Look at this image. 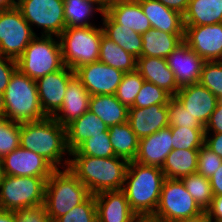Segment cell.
I'll return each mask as SVG.
<instances>
[{
  "label": "cell",
  "instance_id": "1",
  "mask_svg": "<svg viewBox=\"0 0 222 222\" xmlns=\"http://www.w3.org/2000/svg\"><path fill=\"white\" fill-rule=\"evenodd\" d=\"M20 146L43 156L56 169L68 168L70 152L66 128L53 117L21 123Z\"/></svg>",
  "mask_w": 222,
  "mask_h": 222
},
{
  "label": "cell",
  "instance_id": "2",
  "mask_svg": "<svg viewBox=\"0 0 222 222\" xmlns=\"http://www.w3.org/2000/svg\"><path fill=\"white\" fill-rule=\"evenodd\" d=\"M129 161L122 157L108 158L70 155L69 170L96 195L105 191L122 190Z\"/></svg>",
  "mask_w": 222,
  "mask_h": 222
},
{
  "label": "cell",
  "instance_id": "3",
  "mask_svg": "<svg viewBox=\"0 0 222 222\" xmlns=\"http://www.w3.org/2000/svg\"><path fill=\"white\" fill-rule=\"evenodd\" d=\"M165 179L161 167L129 161L122 191L137 216H153Z\"/></svg>",
  "mask_w": 222,
  "mask_h": 222
},
{
  "label": "cell",
  "instance_id": "4",
  "mask_svg": "<svg viewBox=\"0 0 222 222\" xmlns=\"http://www.w3.org/2000/svg\"><path fill=\"white\" fill-rule=\"evenodd\" d=\"M5 118L15 123H27L46 118L38 95L36 80L18 68L11 75L4 92Z\"/></svg>",
  "mask_w": 222,
  "mask_h": 222
},
{
  "label": "cell",
  "instance_id": "5",
  "mask_svg": "<svg viewBox=\"0 0 222 222\" xmlns=\"http://www.w3.org/2000/svg\"><path fill=\"white\" fill-rule=\"evenodd\" d=\"M90 195L87 187L69 168L56 169L45 185L44 206L50 222L65 215Z\"/></svg>",
  "mask_w": 222,
  "mask_h": 222
},
{
  "label": "cell",
  "instance_id": "6",
  "mask_svg": "<svg viewBox=\"0 0 222 222\" xmlns=\"http://www.w3.org/2000/svg\"><path fill=\"white\" fill-rule=\"evenodd\" d=\"M103 30L101 24L90 27H69L60 34L63 63L75 71L97 62Z\"/></svg>",
  "mask_w": 222,
  "mask_h": 222
},
{
  "label": "cell",
  "instance_id": "7",
  "mask_svg": "<svg viewBox=\"0 0 222 222\" xmlns=\"http://www.w3.org/2000/svg\"><path fill=\"white\" fill-rule=\"evenodd\" d=\"M16 61L17 68L34 80L65 66L60 40L56 36L36 35Z\"/></svg>",
  "mask_w": 222,
  "mask_h": 222
},
{
  "label": "cell",
  "instance_id": "8",
  "mask_svg": "<svg viewBox=\"0 0 222 222\" xmlns=\"http://www.w3.org/2000/svg\"><path fill=\"white\" fill-rule=\"evenodd\" d=\"M45 185L42 177L2 175L0 209L15 212L44 204Z\"/></svg>",
  "mask_w": 222,
  "mask_h": 222
},
{
  "label": "cell",
  "instance_id": "9",
  "mask_svg": "<svg viewBox=\"0 0 222 222\" xmlns=\"http://www.w3.org/2000/svg\"><path fill=\"white\" fill-rule=\"evenodd\" d=\"M17 8L36 35L59 37L66 28L64 0H18Z\"/></svg>",
  "mask_w": 222,
  "mask_h": 222
},
{
  "label": "cell",
  "instance_id": "10",
  "mask_svg": "<svg viewBox=\"0 0 222 222\" xmlns=\"http://www.w3.org/2000/svg\"><path fill=\"white\" fill-rule=\"evenodd\" d=\"M204 212L180 179H165L153 216L159 222H175Z\"/></svg>",
  "mask_w": 222,
  "mask_h": 222
},
{
  "label": "cell",
  "instance_id": "11",
  "mask_svg": "<svg viewBox=\"0 0 222 222\" xmlns=\"http://www.w3.org/2000/svg\"><path fill=\"white\" fill-rule=\"evenodd\" d=\"M35 36L17 7L0 11V55L17 60Z\"/></svg>",
  "mask_w": 222,
  "mask_h": 222
},
{
  "label": "cell",
  "instance_id": "12",
  "mask_svg": "<svg viewBox=\"0 0 222 222\" xmlns=\"http://www.w3.org/2000/svg\"><path fill=\"white\" fill-rule=\"evenodd\" d=\"M2 174L42 177L46 181L56 168L43 156L19 146L1 158Z\"/></svg>",
  "mask_w": 222,
  "mask_h": 222
},
{
  "label": "cell",
  "instance_id": "13",
  "mask_svg": "<svg viewBox=\"0 0 222 222\" xmlns=\"http://www.w3.org/2000/svg\"><path fill=\"white\" fill-rule=\"evenodd\" d=\"M75 76L92 95H115L124 72L100 61L77 68Z\"/></svg>",
  "mask_w": 222,
  "mask_h": 222
},
{
  "label": "cell",
  "instance_id": "14",
  "mask_svg": "<svg viewBox=\"0 0 222 222\" xmlns=\"http://www.w3.org/2000/svg\"><path fill=\"white\" fill-rule=\"evenodd\" d=\"M184 42L205 61H222V23L184 26Z\"/></svg>",
  "mask_w": 222,
  "mask_h": 222
},
{
  "label": "cell",
  "instance_id": "15",
  "mask_svg": "<svg viewBox=\"0 0 222 222\" xmlns=\"http://www.w3.org/2000/svg\"><path fill=\"white\" fill-rule=\"evenodd\" d=\"M75 72L66 66L36 80L41 108L47 117H52L62 106L69 80Z\"/></svg>",
  "mask_w": 222,
  "mask_h": 222
},
{
  "label": "cell",
  "instance_id": "16",
  "mask_svg": "<svg viewBox=\"0 0 222 222\" xmlns=\"http://www.w3.org/2000/svg\"><path fill=\"white\" fill-rule=\"evenodd\" d=\"M179 87L198 83L205 62L184 41L166 57Z\"/></svg>",
  "mask_w": 222,
  "mask_h": 222
},
{
  "label": "cell",
  "instance_id": "17",
  "mask_svg": "<svg viewBox=\"0 0 222 222\" xmlns=\"http://www.w3.org/2000/svg\"><path fill=\"white\" fill-rule=\"evenodd\" d=\"M175 97L205 127L220 100L200 82L180 87Z\"/></svg>",
  "mask_w": 222,
  "mask_h": 222
},
{
  "label": "cell",
  "instance_id": "18",
  "mask_svg": "<svg viewBox=\"0 0 222 222\" xmlns=\"http://www.w3.org/2000/svg\"><path fill=\"white\" fill-rule=\"evenodd\" d=\"M172 142V133L169 126L140 138L134 161L142 165L162 167L166 157L173 150Z\"/></svg>",
  "mask_w": 222,
  "mask_h": 222
},
{
  "label": "cell",
  "instance_id": "19",
  "mask_svg": "<svg viewBox=\"0 0 222 222\" xmlns=\"http://www.w3.org/2000/svg\"><path fill=\"white\" fill-rule=\"evenodd\" d=\"M90 97L87 89L74 75L68 82L62 106L52 117L66 128L89 110Z\"/></svg>",
  "mask_w": 222,
  "mask_h": 222
},
{
  "label": "cell",
  "instance_id": "20",
  "mask_svg": "<svg viewBox=\"0 0 222 222\" xmlns=\"http://www.w3.org/2000/svg\"><path fill=\"white\" fill-rule=\"evenodd\" d=\"M97 222H133L138 216L132 211L122 190L95 195Z\"/></svg>",
  "mask_w": 222,
  "mask_h": 222
},
{
  "label": "cell",
  "instance_id": "21",
  "mask_svg": "<svg viewBox=\"0 0 222 222\" xmlns=\"http://www.w3.org/2000/svg\"><path fill=\"white\" fill-rule=\"evenodd\" d=\"M127 122L139 139L156 133L169 126L167 104L128 108Z\"/></svg>",
  "mask_w": 222,
  "mask_h": 222
},
{
  "label": "cell",
  "instance_id": "22",
  "mask_svg": "<svg viewBox=\"0 0 222 222\" xmlns=\"http://www.w3.org/2000/svg\"><path fill=\"white\" fill-rule=\"evenodd\" d=\"M152 28L172 34H184L183 15L158 0H137Z\"/></svg>",
  "mask_w": 222,
  "mask_h": 222
},
{
  "label": "cell",
  "instance_id": "23",
  "mask_svg": "<svg viewBox=\"0 0 222 222\" xmlns=\"http://www.w3.org/2000/svg\"><path fill=\"white\" fill-rule=\"evenodd\" d=\"M137 71L145 81L163 88L171 96H175L180 87L176 83L173 71L168 67L166 59L158 57H139Z\"/></svg>",
  "mask_w": 222,
  "mask_h": 222
},
{
  "label": "cell",
  "instance_id": "24",
  "mask_svg": "<svg viewBox=\"0 0 222 222\" xmlns=\"http://www.w3.org/2000/svg\"><path fill=\"white\" fill-rule=\"evenodd\" d=\"M116 23L143 34L152 28L137 0L117 1L111 3L106 12Z\"/></svg>",
  "mask_w": 222,
  "mask_h": 222
},
{
  "label": "cell",
  "instance_id": "25",
  "mask_svg": "<svg viewBox=\"0 0 222 222\" xmlns=\"http://www.w3.org/2000/svg\"><path fill=\"white\" fill-rule=\"evenodd\" d=\"M108 126L89 110L66 127L67 148L75 151L84 141L108 131Z\"/></svg>",
  "mask_w": 222,
  "mask_h": 222
},
{
  "label": "cell",
  "instance_id": "26",
  "mask_svg": "<svg viewBox=\"0 0 222 222\" xmlns=\"http://www.w3.org/2000/svg\"><path fill=\"white\" fill-rule=\"evenodd\" d=\"M100 20L99 23H101L103 34L106 37L135 58L138 59L141 56L143 46L141 34L116 23L107 13H104Z\"/></svg>",
  "mask_w": 222,
  "mask_h": 222
},
{
  "label": "cell",
  "instance_id": "27",
  "mask_svg": "<svg viewBox=\"0 0 222 222\" xmlns=\"http://www.w3.org/2000/svg\"><path fill=\"white\" fill-rule=\"evenodd\" d=\"M143 46L140 57H166L184 40V34H172L151 28L142 34Z\"/></svg>",
  "mask_w": 222,
  "mask_h": 222
},
{
  "label": "cell",
  "instance_id": "28",
  "mask_svg": "<svg viewBox=\"0 0 222 222\" xmlns=\"http://www.w3.org/2000/svg\"><path fill=\"white\" fill-rule=\"evenodd\" d=\"M183 22L184 26L222 23V0H189Z\"/></svg>",
  "mask_w": 222,
  "mask_h": 222
},
{
  "label": "cell",
  "instance_id": "29",
  "mask_svg": "<svg viewBox=\"0 0 222 222\" xmlns=\"http://www.w3.org/2000/svg\"><path fill=\"white\" fill-rule=\"evenodd\" d=\"M89 111L97 115L108 127L126 123L128 119V108L115 95H92Z\"/></svg>",
  "mask_w": 222,
  "mask_h": 222
},
{
  "label": "cell",
  "instance_id": "30",
  "mask_svg": "<svg viewBox=\"0 0 222 222\" xmlns=\"http://www.w3.org/2000/svg\"><path fill=\"white\" fill-rule=\"evenodd\" d=\"M199 149H173L161 167L166 179H181L197 172Z\"/></svg>",
  "mask_w": 222,
  "mask_h": 222
},
{
  "label": "cell",
  "instance_id": "31",
  "mask_svg": "<svg viewBox=\"0 0 222 222\" xmlns=\"http://www.w3.org/2000/svg\"><path fill=\"white\" fill-rule=\"evenodd\" d=\"M97 14L102 17L104 12L91 2H87L85 0H64V17L66 28L90 27L97 25L95 23L96 21H94L98 19Z\"/></svg>",
  "mask_w": 222,
  "mask_h": 222
},
{
  "label": "cell",
  "instance_id": "32",
  "mask_svg": "<svg viewBox=\"0 0 222 222\" xmlns=\"http://www.w3.org/2000/svg\"><path fill=\"white\" fill-rule=\"evenodd\" d=\"M108 131L115 156L134 161L138 152L139 138L129 123L115 124L109 127Z\"/></svg>",
  "mask_w": 222,
  "mask_h": 222
},
{
  "label": "cell",
  "instance_id": "33",
  "mask_svg": "<svg viewBox=\"0 0 222 222\" xmlns=\"http://www.w3.org/2000/svg\"><path fill=\"white\" fill-rule=\"evenodd\" d=\"M98 61L124 73L137 70V58L127 53L111 39L102 34Z\"/></svg>",
  "mask_w": 222,
  "mask_h": 222
},
{
  "label": "cell",
  "instance_id": "34",
  "mask_svg": "<svg viewBox=\"0 0 222 222\" xmlns=\"http://www.w3.org/2000/svg\"><path fill=\"white\" fill-rule=\"evenodd\" d=\"M180 180L199 207L206 211L214 197L209 179L196 172Z\"/></svg>",
  "mask_w": 222,
  "mask_h": 222
},
{
  "label": "cell",
  "instance_id": "35",
  "mask_svg": "<svg viewBox=\"0 0 222 222\" xmlns=\"http://www.w3.org/2000/svg\"><path fill=\"white\" fill-rule=\"evenodd\" d=\"M70 155H89L92 157L108 158L115 156L110 142L109 131L91 136Z\"/></svg>",
  "mask_w": 222,
  "mask_h": 222
},
{
  "label": "cell",
  "instance_id": "36",
  "mask_svg": "<svg viewBox=\"0 0 222 222\" xmlns=\"http://www.w3.org/2000/svg\"><path fill=\"white\" fill-rule=\"evenodd\" d=\"M172 133L173 149H199L204 145L205 129L169 126Z\"/></svg>",
  "mask_w": 222,
  "mask_h": 222
},
{
  "label": "cell",
  "instance_id": "37",
  "mask_svg": "<svg viewBox=\"0 0 222 222\" xmlns=\"http://www.w3.org/2000/svg\"><path fill=\"white\" fill-rule=\"evenodd\" d=\"M144 81L137 70L124 73L115 94L116 98L127 108L132 107Z\"/></svg>",
  "mask_w": 222,
  "mask_h": 222
},
{
  "label": "cell",
  "instance_id": "38",
  "mask_svg": "<svg viewBox=\"0 0 222 222\" xmlns=\"http://www.w3.org/2000/svg\"><path fill=\"white\" fill-rule=\"evenodd\" d=\"M171 97L163 88L151 82L144 81L142 88L135 97L133 106L130 108H143L155 104L166 105Z\"/></svg>",
  "mask_w": 222,
  "mask_h": 222
},
{
  "label": "cell",
  "instance_id": "39",
  "mask_svg": "<svg viewBox=\"0 0 222 222\" xmlns=\"http://www.w3.org/2000/svg\"><path fill=\"white\" fill-rule=\"evenodd\" d=\"M20 146V123L0 117V159Z\"/></svg>",
  "mask_w": 222,
  "mask_h": 222
},
{
  "label": "cell",
  "instance_id": "40",
  "mask_svg": "<svg viewBox=\"0 0 222 222\" xmlns=\"http://www.w3.org/2000/svg\"><path fill=\"white\" fill-rule=\"evenodd\" d=\"M169 126L190 127L191 129H205L200 121L192 117L185 110L179 100L172 96L167 103Z\"/></svg>",
  "mask_w": 222,
  "mask_h": 222
},
{
  "label": "cell",
  "instance_id": "41",
  "mask_svg": "<svg viewBox=\"0 0 222 222\" xmlns=\"http://www.w3.org/2000/svg\"><path fill=\"white\" fill-rule=\"evenodd\" d=\"M219 100L222 99V61H205L199 81Z\"/></svg>",
  "mask_w": 222,
  "mask_h": 222
},
{
  "label": "cell",
  "instance_id": "42",
  "mask_svg": "<svg viewBox=\"0 0 222 222\" xmlns=\"http://www.w3.org/2000/svg\"><path fill=\"white\" fill-rule=\"evenodd\" d=\"M54 222H97L95 195L91 194L84 202L76 205Z\"/></svg>",
  "mask_w": 222,
  "mask_h": 222
},
{
  "label": "cell",
  "instance_id": "43",
  "mask_svg": "<svg viewBox=\"0 0 222 222\" xmlns=\"http://www.w3.org/2000/svg\"><path fill=\"white\" fill-rule=\"evenodd\" d=\"M222 164V158L205 144L199 148L197 173L209 179Z\"/></svg>",
  "mask_w": 222,
  "mask_h": 222
},
{
  "label": "cell",
  "instance_id": "44",
  "mask_svg": "<svg viewBox=\"0 0 222 222\" xmlns=\"http://www.w3.org/2000/svg\"><path fill=\"white\" fill-rule=\"evenodd\" d=\"M16 222H50L44 204L15 211Z\"/></svg>",
  "mask_w": 222,
  "mask_h": 222
},
{
  "label": "cell",
  "instance_id": "45",
  "mask_svg": "<svg viewBox=\"0 0 222 222\" xmlns=\"http://www.w3.org/2000/svg\"><path fill=\"white\" fill-rule=\"evenodd\" d=\"M17 69V61L0 55V92H5L11 75Z\"/></svg>",
  "mask_w": 222,
  "mask_h": 222
},
{
  "label": "cell",
  "instance_id": "46",
  "mask_svg": "<svg viewBox=\"0 0 222 222\" xmlns=\"http://www.w3.org/2000/svg\"><path fill=\"white\" fill-rule=\"evenodd\" d=\"M205 133H222V103H218L205 125Z\"/></svg>",
  "mask_w": 222,
  "mask_h": 222
},
{
  "label": "cell",
  "instance_id": "47",
  "mask_svg": "<svg viewBox=\"0 0 222 222\" xmlns=\"http://www.w3.org/2000/svg\"><path fill=\"white\" fill-rule=\"evenodd\" d=\"M204 144L222 158V133H205Z\"/></svg>",
  "mask_w": 222,
  "mask_h": 222
},
{
  "label": "cell",
  "instance_id": "48",
  "mask_svg": "<svg viewBox=\"0 0 222 222\" xmlns=\"http://www.w3.org/2000/svg\"><path fill=\"white\" fill-rule=\"evenodd\" d=\"M206 212L212 222H222V196H214Z\"/></svg>",
  "mask_w": 222,
  "mask_h": 222
},
{
  "label": "cell",
  "instance_id": "49",
  "mask_svg": "<svg viewBox=\"0 0 222 222\" xmlns=\"http://www.w3.org/2000/svg\"><path fill=\"white\" fill-rule=\"evenodd\" d=\"M214 196H222V164L209 178Z\"/></svg>",
  "mask_w": 222,
  "mask_h": 222
},
{
  "label": "cell",
  "instance_id": "50",
  "mask_svg": "<svg viewBox=\"0 0 222 222\" xmlns=\"http://www.w3.org/2000/svg\"><path fill=\"white\" fill-rule=\"evenodd\" d=\"M166 7L180 12L182 15L186 12L189 0H158Z\"/></svg>",
  "mask_w": 222,
  "mask_h": 222
},
{
  "label": "cell",
  "instance_id": "51",
  "mask_svg": "<svg viewBox=\"0 0 222 222\" xmlns=\"http://www.w3.org/2000/svg\"><path fill=\"white\" fill-rule=\"evenodd\" d=\"M175 222H212V220L209 218L207 212L204 211L197 216L177 220Z\"/></svg>",
  "mask_w": 222,
  "mask_h": 222
},
{
  "label": "cell",
  "instance_id": "52",
  "mask_svg": "<svg viewBox=\"0 0 222 222\" xmlns=\"http://www.w3.org/2000/svg\"><path fill=\"white\" fill-rule=\"evenodd\" d=\"M0 222H16V213L0 209Z\"/></svg>",
  "mask_w": 222,
  "mask_h": 222
},
{
  "label": "cell",
  "instance_id": "53",
  "mask_svg": "<svg viewBox=\"0 0 222 222\" xmlns=\"http://www.w3.org/2000/svg\"><path fill=\"white\" fill-rule=\"evenodd\" d=\"M18 0H0V11L17 7Z\"/></svg>",
  "mask_w": 222,
  "mask_h": 222
},
{
  "label": "cell",
  "instance_id": "54",
  "mask_svg": "<svg viewBox=\"0 0 222 222\" xmlns=\"http://www.w3.org/2000/svg\"><path fill=\"white\" fill-rule=\"evenodd\" d=\"M87 2H91L93 4H95L96 6H98L104 13L107 12L108 7H109V3L107 2V0H85Z\"/></svg>",
  "mask_w": 222,
  "mask_h": 222
},
{
  "label": "cell",
  "instance_id": "55",
  "mask_svg": "<svg viewBox=\"0 0 222 222\" xmlns=\"http://www.w3.org/2000/svg\"><path fill=\"white\" fill-rule=\"evenodd\" d=\"M133 222H159L152 216H138Z\"/></svg>",
  "mask_w": 222,
  "mask_h": 222
},
{
  "label": "cell",
  "instance_id": "56",
  "mask_svg": "<svg viewBox=\"0 0 222 222\" xmlns=\"http://www.w3.org/2000/svg\"><path fill=\"white\" fill-rule=\"evenodd\" d=\"M0 117H5V99L3 92H0Z\"/></svg>",
  "mask_w": 222,
  "mask_h": 222
},
{
  "label": "cell",
  "instance_id": "57",
  "mask_svg": "<svg viewBox=\"0 0 222 222\" xmlns=\"http://www.w3.org/2000/svg\"><path fill=\"white\" fill-rule=\"evenodd\" d=\"M117 1H126V0H107V2H108L109 4L114 3V2H117Z\"/></svg>",
  "mask_w": 222,
  "mask_h": 222
},
{
  "label": "cell",
  "instance_id": "58",
  "mask_svg": "<svg viewBox=\"0 0 222 222\" xmlns=\"http://www.w3.org/2000/svg\"><path fill=\"white\" fill-rule=\"evenodd\" d=\"M2 166H1V159H0V180H1V178H2Z\"/></svg>",
  "mask_w": 222,
  "mask_h": 222
}]
</instances>
